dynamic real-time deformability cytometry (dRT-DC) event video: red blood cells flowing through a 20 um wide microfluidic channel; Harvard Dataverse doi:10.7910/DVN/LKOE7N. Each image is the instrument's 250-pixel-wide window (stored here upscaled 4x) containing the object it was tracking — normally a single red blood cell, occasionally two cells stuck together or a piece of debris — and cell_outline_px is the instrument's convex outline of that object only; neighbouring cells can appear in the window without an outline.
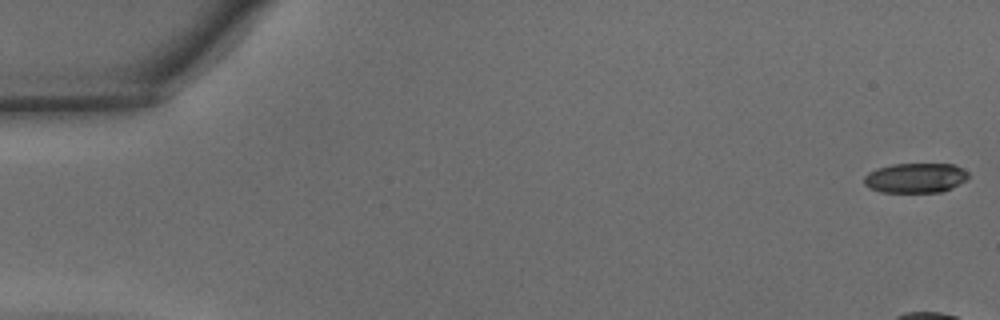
{"species": "common noctule bat (a hibernating species)", "species_latin": "Nyctalus noctula", "temperature_condition": "warm", "stored_images_in_passage": 10, "camera_frame_rate_fps": 3000, "um_per_image_px": 0.085, "animal": {"sex": "male", "body_mass_g": 15.6}, "frame": {"image": 1, "passage_image": 1, "time_ms": 0.0, "image_size_px": [1000, 320], "cell_outline_px": [[968, 176], [964, 180], [940, 192], [880, 192], [868, 188], [864, 184], [864, 176], [868, 172], [876, 168], [892, 164], [952, 164], [968, 172]], "centroid_in_image_um": [77.72, 15.12], "position_along_channel_um": 7.3, "area_um2": 17.92}}